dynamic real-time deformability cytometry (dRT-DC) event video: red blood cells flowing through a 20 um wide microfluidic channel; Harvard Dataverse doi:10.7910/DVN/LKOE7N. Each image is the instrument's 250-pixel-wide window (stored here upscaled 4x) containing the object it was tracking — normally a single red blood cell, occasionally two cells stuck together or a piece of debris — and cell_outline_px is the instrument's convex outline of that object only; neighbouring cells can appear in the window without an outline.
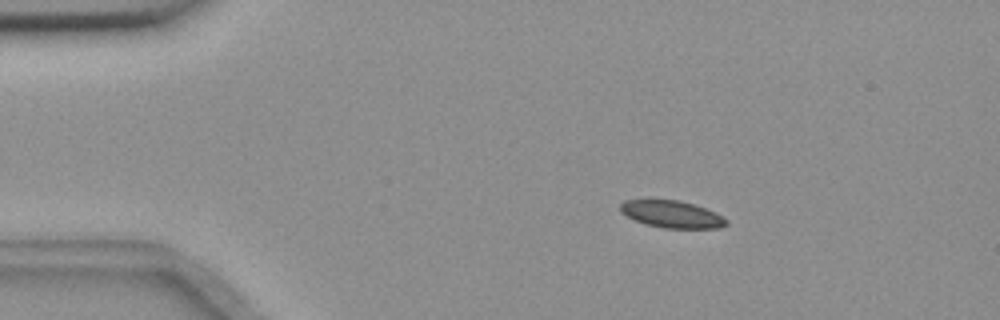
{"species": "common noctule bat (a hibernating species)", "species_latin": "Nyctalus noctula", "temperature_condition": "room temperature", "stored_images_in_passage": 5, "camera_frame_rate_fps": 3000, "um_per_image_px": 0.085, "animal": {"sex": "female", "body_mass_g": 18.4}, "frame": {"image": 1, "passage_image": 3, "time_ms": 0.667, "image_size_px": [1000, 320], "cell_outline_px": [[728, 224], [720, 228], [664, 228], [644, 224], [620, 212], [620, 204], [624, 200], [648, 196], [680, 200], [716, 212], [724, 216], [728, 220]], "centroid_in_image_um": [57.05, 18.15], "position_along_channel_um": 27.9, "area_um2": 17.57}}